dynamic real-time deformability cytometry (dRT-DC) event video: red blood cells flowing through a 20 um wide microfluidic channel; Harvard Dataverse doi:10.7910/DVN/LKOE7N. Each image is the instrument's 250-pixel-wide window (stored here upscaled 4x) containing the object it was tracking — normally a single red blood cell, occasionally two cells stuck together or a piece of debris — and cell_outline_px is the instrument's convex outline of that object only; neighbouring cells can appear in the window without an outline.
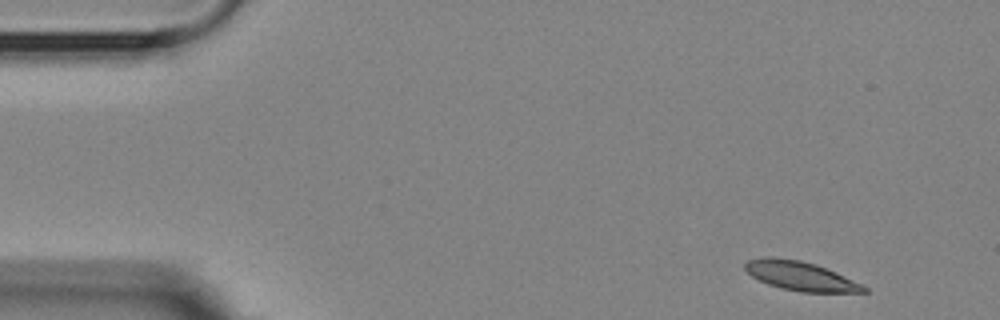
{"species": "Egyptian fruit bat (a non-hibernating species)", "species_latin": "Rousettus aegyptiacus", "temperature_condition": "room temperature", "stored_images_in_passage": 5, "camera_frame_rate_fps": 3000, "um_per_image_px": 0.085, "animal": {"sex": "female"}, "frame": {"image": 1, "passage_image": 1, "time_ms": 0.0, "image_size_px": [1000, 320], "cell_outline_px": [[868, 292], [800, 292], [780, 288], [768, 284], [752, 276], [744, 268], [744, 264], [748, 260], [764, 256], [768, 256], [800, 260], [816, 264], [836, 272], [868, 288]], "centroid_in_image_um": [68.01, 23.45], "position_along_channel_um": 17.0, "area_um2": 20.06}}
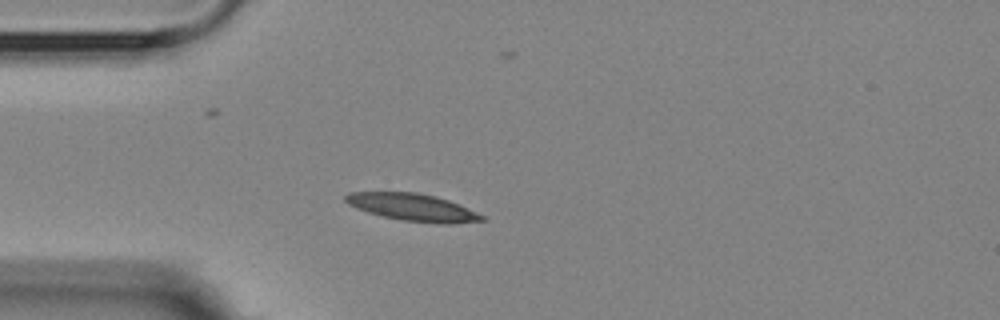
{"frame": {"image": 2, "passage_image": 4, "time_ms": 3.333, "image_size_px": [1000, 320], "cell_outline_px": [[484, 220], [452, 224], [440, 224], [404, 220], [384, 216], [368, 212], [356, 208], [348, 204], [344, 200], [344, 196], [348, 192], [416, 192], [436, 196], [448, 200], [468, 208], [484, 216]], "centroid_in_image_um": [35.06, 17.61], "position_along_channel_um": 49.9, "area_um2": 21.56}}